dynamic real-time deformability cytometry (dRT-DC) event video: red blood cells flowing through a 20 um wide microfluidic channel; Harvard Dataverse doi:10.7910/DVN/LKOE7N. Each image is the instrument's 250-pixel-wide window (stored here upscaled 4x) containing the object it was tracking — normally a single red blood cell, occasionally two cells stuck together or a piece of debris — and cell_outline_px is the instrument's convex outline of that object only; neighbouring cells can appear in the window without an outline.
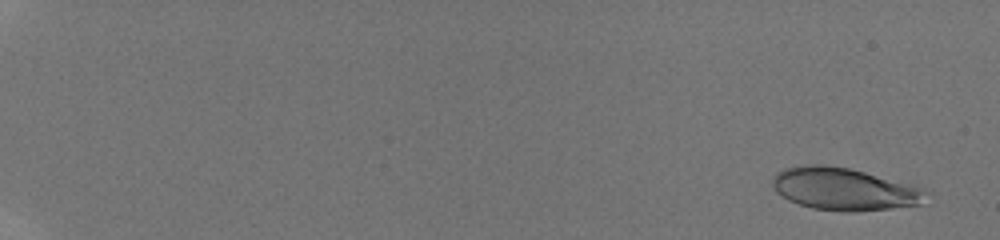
{"species": "human", "species_latin": "Homo sapiens", "temperature_condition": "room temperature", "stored_images_in_passage": 21, "camera_frame_rate_fps": 3000, "um_per_image_px": 0.085, "donor": {"sex": "male"}, "frame": {"image": 1, "passage_image": 2, "time_ms": 0.333, "image_size_px": [1000, 240], "cell_outline_px": [[932, 192], [920, 204], [892, 208], [856, 212], [840, 212], [812, 208], [788, 200], [776, 192], [772, 188], [772, 180], [776, 172], [784, 168], [808, 164], [820, 164], [848, 168], [916, 184]], "centroid_in_image_um": [71.8, 16.07], "position_along_channel_um": 13.2, "area_um2": 38.61}}
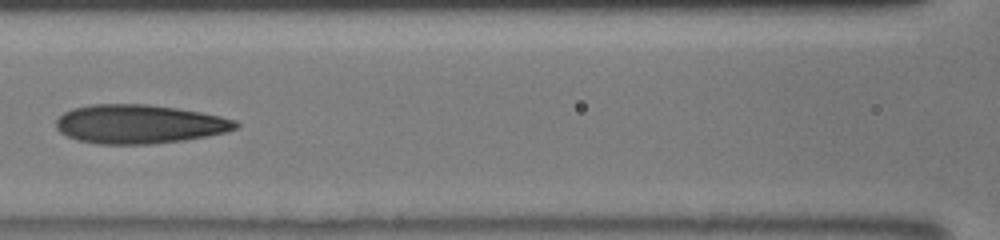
{"frame": {"image": 2, "passage_image": 19, "time_ms": 9.0, "image_size_px": [1000, 240], "cell_outline_px": [[240, 128], [208, 136], [184, 140], [152, 144], [96, 144], [76, 140], [60, 132], [56, 128], [56, 120], [64, 112], [72, 108], [92, 104], [148, 104], [176, 108], [200, 112], [220, 116], [236, 120], [240, 124]], "centroid_in_image_um": [11.84, 10.55], "position_along_channel_um": 154.8, "area_um2": 40.92}}
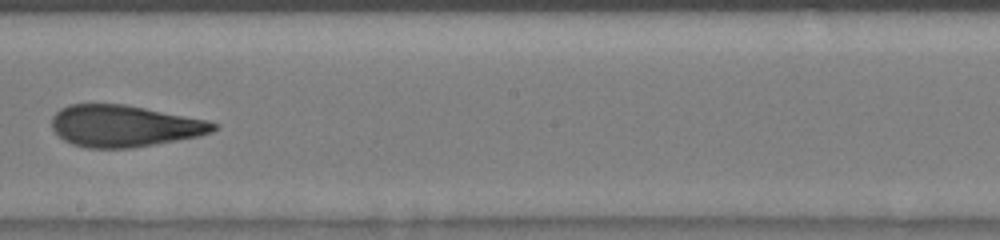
{"frame": {"image": 3, "passage_image": 21, "time_ms": 11.0, "image_size_px": [1000, 240], "cell_outline_px": [[220, 124], [212, 132], [200, 136], [132, 148], [88, 148], [72, 144], [64, 140], [52, 128], [52, 116], [60, 108], [68, 104], [124, 104], [208, 120]], "centroid_in_image_um": [10.57, 10.71], "position_along_channel_um": 237.6, "area_um2": 39.3}}